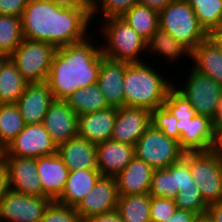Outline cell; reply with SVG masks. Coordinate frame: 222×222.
Masks as SVG:
<instances>
[{"label":"cell","mask_w":222,"mask_h":222,"mask_svg":"<svg viewBox=\"0 0 222 222\" xmlns=\"http://www.w3.org/2000/svg\"><path fill=\"white\" fill-rule=\"evenodd\" d=\"M122 18L147 42L159 28V13L137 3Z\"/></svg>","instance_id":"cell-30"},{"label":"cell","mask_w":222,"mask_h":222,"mask_svg":"<svg viewBox=\"0 0 222 222\" xmlns=\"http://www.w3.org/2000/svg\"><path fill=\"white\" fill-rule=\"evenodd\" d=\"M209 38L217 45L222 52V28L209 34Z\"/></svg>","instance_id":"cell-50"},{"label":"cell","mask_w":222,"mask_h":222,"mask_svg":"<svg viewBox=\"0 0 222 222\" xmlns=\"http://www.w3.org/2000/svg\"><path fill=\"white\" fill-rule=\"evenodd\" d=\"M78 115L66 100H54L45 114L43 125L56 143L67 142L77 136Z\"/></svg>","instance_id":"cell-16"},{"label":"cell","mask_w":222,"mask_h":222,"mask_svg":"<svg viewBox=\"0 0 222 222\" xmlns=\"http://www.w3.org/2000/svg\"><path fill=\"white\" fill-rule=\"evenodd\" d=\"M9 59V56L0 54V71L4 65V63Z\"/></svg>","instance_id":"cell-53"},{"label":"cell","mask_w":222,"mask_h":222,"mask_svg":"<svg viewBox=\"0 0 222 222\" xmlns=\"http://www.w3.org/2000/svg\"><path fill=\"white\" fill-rule=\"evenodd\" d=\"M194 222H213L207 213L197 215Z\"/></svg>","instance_id":"cell-51"},{"label":"cell","mask_w":222,"mask_h":222,"mask_svg":"<svg viewBox=\"0 0 222 222\" xmlns=\"http://www.w3.org/2000/svg\"><path fill=\"white\" fill-rule=\"evenodd\" d=\"M159 27L191 52L209 37L187 0H174L168 4L159 13Z\"/></svg>","instance_id":"cell-5"},{"label":"cell","mask_w":222,"mask_h":222,"mask_svg":"<svg viewBox=\"0 0 222 222\" xmlns=\"http://www.w3.org/2000/svg\"><path fill=\"white\" fill-rule=\"evenodd\" d=\"M138 0H97L90 8L91 20L100 12L103 20L112 17H122ZM101 10V11H100ZM99 11V12H98ZM97 12V13H96Z\"/></svg>","instance_id":"cell-35"},{"label":"cell","mask_w":222,"mask_h":222,"mask_svg":"<svg viewBox=\"0 0 222 222\" xmlns=\"http://www.w3.org/2000/svg\"><path fill=\"white\" fill-rule=\"evenodd\" d=\"M151 195H119L117 211L123 222H151Z\"/></svg>","instance_id":"cell-29"},{"label":"cell","mask_w":222,"mask_h":222,"mask_svg":"<svg viewBox=\"0 0 222 222\" xmlns=\"http://www.w3.org/2000/svg\"><path fill=\"white\" fill-rule=\"evenodd\" d=\"M39 222H83L74 207L51 201Z\"/></svg>","instance_id":"cell-39"},{"label":"cell","mask_w":222,"mask_h":222,"mask_svg":"<svg viewBox=\"0 0 222 222\" xmlns=\"http://www.w3.org/2000/svg\"><path fill=\"white\" fill-rule=\"evenodd\" d=\"M128 63L123 79L124 102L127 107L144 108L153 111L163 106L168 91L175 82L167 79L151 64Z\"/></svg>","instance_id":"cell-3"},{"label":"cell","mask_w":222,"mask_h":222,"mask_svg":"<svg viewBox=\"0 0 222 222\" xmlns=\"http://www.w3.org/2000/svg\"><path fill=\"white\" fill-rule=\"evenodd\" d=\"M36 168L40 177L42 197L56 201L62 194L69 170L61 157L54 153L36 158Z\"/></svg>","instance_id":"cell-18"},{"label":"cell","mask_w":222,"mask_h":222,"mask_svg":"<svg viewBox=\"0 0 222 222\" xmlns=\"http://www.w3.org/2000/svg\"><path fill=\"white\" fill-rule=\"evenodd\" d=\"M8 169L9 189L28 196L42 197L35 158L4 156Z\"/></svg>","instance_id":"cell-14"},{"label":"cell","mask_w":222,"mask_h":222,"mask_svg":"<svg viewBox=\"0 0 222 222\" xmlns=\"http://www.w3.org/2000/svg\"><path fill=\"white\" fill-rule=\"evenodd\" d=\"M187 2L208 35L222 28V0H187Z\"/></svg>","instance_id":"cell-31"},{"label":"cell","mask_w":222,"mask_h":222,"mask_svg":"<svg viewBox=\"0 0 222 222\" xmlns=\"http://www.w3.org/2000/svg\"><path fill=\"white\" fill-rule=\"evenodd\" d=\"M118 191L115 177H101L75 207L81 220L117 210Z\"/></svg>","instance_id":"cell-12"},{"label":"cell","mask_w":222,"mask_h":222,"mask_svg":"<svg viewBox=\"0 0 222 222\" xmlns=\"http://www.w3.org/2000/svg\"><path fill=\"white\" fill-rule=\"evenodd\" d=\"M154 169L134 157L115 177L118 195H141L149 192Z\"/></svg>","instance_id":"cell-22"},{"label":"cell","mask_w":222,"mask_h":222,"mask_svg":"<svg viewBox=\"0 0 222 222\" xmlns=\"http://www.w3.org/2000/svg\"><path fill=\"white\" fill-rule=\"evenodd\" d=\"M194 70L206 75L222 86V52L208 37L192 52L191 58Z\"/></svg>","instance_id":"cell-25"},{"label":"cell","mask_w":222,"mask_h":222,"mask_svg":"<svg viewBox=\"0 0 222 222\" xmlns=\"http://www.w3.org/2000/svg\"><path fill=\"white\" fill-rule=\"evenodd\" d=\"M29 0H0V15L21 17Z\"/></svg>","instance_id":"cell-42"},{"label":"cell","mask_w":222,"mask_h":222,"mask_svg":"<svg viewBox=\"0 0 222 222\" xmlns=\"http://www.w3.org/2000/svg\"><path fill=\"white\" fill-rule=\"evenodd\" d=\"M90 23V8L70 0H29L21 16L23 38L56 48L84 41Z\"/></svg>","instance_id":"cell-1"},{"label":"cell","mask_w":222,"mask_h":222,"mask_svg":"<svg viewBox=\"0 0 222 222\" xmlns=\"http://www.w3.org/2000/svg\"><path fill=\"white\" fill-rule=\"evenodd\" d=\"M213 128H222V95L218 100L215 111V120L213 121Z\"/></svg>","instance_id":"cell-49"},{"label":"cell","mask_w":222,"mask_h":222,"mask_svg":"<svg viewBox=\"0 0 222 222\" xmlns=\"http://www.w3.org/2000/svg\"><path fill=\"white\" fill-rule=\"evenodd\" d=\"M50 203L48 197L9 190L0 201V222H39Z\"/></svg>","instance_id":"cell-11"},{"label":"cell","mask_w":222,"mask_h":222,"mask_svg":"<svg viewBox=\"0 0 222 222\" xmlns=\"http://www.w3.org/2000/svg\"><path fill=\"white\" fill-rule=\"evenodd\" d=\"M209 151L222 159V128H213V139Z\"/></svg>","instance_id":"cell-46"},{"label":"cell","mask_w":222,"mask_h":222,"mask_svg":"<svg viewBox=\"0 0 222 222\" xmlns=\"http://www.w3.org/2000/svg\"><path fill=\"white\" fill-rule=\"evenodd\" d=\"M173 1L174 0H138V3L160 13L168 4Z\"/></svg>","instance_id":"cell-47"},{"label":"cell","mask_w":222,"mask_h":222,"mask_svg":"<svg viewBox=\"0 0 222 222\" xmlns=\"http://www.w3.org/2000/svg\"><path fill=\"white\" fill-rule=\"evenodd\" d=\"M174 182L175 189H179V192L184 188L197 187L192 179L189 165L183 159L174 164Z\"/></svg>","instance_id":"cell-41"},{"label":"cell","mask_w":222,"mask_h":222,"mask_svg":"<svg viewBox=\"0 0 222 222\" xmlns=\"http://www.w3.org/2000/svg\"><path fill=\"white\" fill-rule=\"evenodd\" d=\"M151 126V111L144 108H116V119L112 140L135 145L138 139Z\"/></svg>","instance_id":"cell-13"},{"label":"cell","mask_w":222,"mask_h":222,"mask_svg":"<svg viewBox=\"0 0 222 222\" xmlns=\"http://www.w3.org/2000/svg\"><path fill=\"white\" fill-rule=\"evenodd\" d=\"M91 42L89 36L56 49L46 80L56 100H66L78 89L97 83L103 54L101 46Z\"/></svg>","instance_id":"cell-2"},{"label":"cell","mask_w":222,"mask_h":222,"mask_svg":"<svg viewBox=\"0 0 222 222\" xmlns=\"http://www.w3.org/2000/svg\"><path fill=\"white\" fill-rule=\"evenodd\" d=\"M54 100L46 82L28 83L15 104L25 124H43L45 114Z\"/></svg>","instance_id":"cell-15"},{"label":"cell","mask_w":222,"mask_h":222,"mask_svg":"<svg viewBox=\"0 0 222 222\" xmlns=\"http://www.w3.org/2000/svg\"><path fill=\"white\" fill-rule=\"evenodd\" d=\"M84 222H123V220L118 211L114 210L109 213L94 215L92 217H89Z\"/></svg>","instance_id":"cell-44"},{"label":"cell","mask_w":222,"mask_h":222,"mask_svg":"<svg viewBox=\"0 0 222 222\" xmlns=\"http://www.w3.org/2000/svg\"><path fill=\"white\" fill-rule=\"evenodd\" d=\"M28 82L9 58L0 71V105L15 104Z\"/></svg>","instance_id":"cell-28"},{"label":"cell","mask_w":222,"mask_h":222,"mask_svg":"<svg viewBox=\"0 0 222 222\" xmlns=\"http://www.w3.org/2000/svg\"><path fill=\"white\" fill-rule=\"evenodd\" d=\"M148 193L158 198L174 199L177 196L179 189H175L174 164L167 168L154 169Z\"/></svg>","instance_id":"cell-34"},{"label":"cell","mask_w":222,"mask_h":222,"mask_svg":"<svg viewBox=\"0 0 222 222\" xmlns=\"http://www.w3.org/2000/svg\"><path fill=\"white\" fill-rule=\"evenodd\" d=\"M128 63L111 60L102 56L97 79L102 94L110 107L121 108L125 106L123 79Z\"/></svg>","instance_id":"cell-17"},{"label":"cell","mask_w":222,"mask_h":222,"mask_svg":"<svg viewBox=\"0 0 222 222\" xmlns=\"http://www.w3.org/2000/svg\"><path fill=\"white\" fill-rule=\"evenodd\" d=\"M56 47L24 38L9 57L28 83L46 82Z\"/></svg>","instance_id":"cell-7"},{"label":"cell","mask_w":222,"mask_h":222,"mask_svg":"<svg viewBox=\"0 0 222 222\" xmlns=\"http://www.w3.org/2000/svg\"><path fill=\"white\" fill-rule=\"evenodd\" d=\"M177 210L173 199L151 196L150 220L151 222H165Z\"/></svg>","instance_id":"cell-40"},{"label":"cell","mask_w":222,"mask_h":222,"mask_svg":"<svg viewBox=\"0 0 222 222\" xmlns=\"http://www.w3.org/2000/svg\"><path fill=\"white\" fill-rule=\"evenodd\" d=\"M188 71L187 81H183L184 85L179 84V87L173 85L175 89L182 94L193 106L196 115H201L215 120V111L218 100L222 95V86L212 78L199 73L192 67ZM178 86V87H176ZM183 87V88H182Z\"/></svg>","instance_id":"cell-9"},{"label":"cell","mask_w":222,"mask_h":222,"mask_svg":"<svg viewBox=\"0 0 222 222\" xmlns=\"http://www.w3.org/2000/svg\"><path fill=\"white\" fill-rule=\"evenodd\" d=\"M182 159L204 201L208 205L222 201V159L210 151L185 152Z\"/></svg>","instance_id":"cell-6"},{"label":"cell","mask_w":222,"mask_h":222,"mask_svg":"<svg viewBox=\"0 0 222 222\" xmlns=\"http://www.w3.org/2000/svg\"><path fill=\"white\" fill-rule=\"evenodd\" d=\"M147 52L149 56L150 54L162 55L169 63L181 57L183 58L184 56H189V58H191V51L160 27L153 33L151 39L147 42Z\"/></svg>","instance_id":"cell-27"},{"label":"cell","mask_w":222,"mask_h":222,"mask_svg":"<svg viewBox=\"0 0 222 222\" xmlns=\"http://www.w3.org/2000/svg\"><path fill=\"white\" fill-rule=\"evenodd\" d=\"M9 190L7 164L4 156L0 153V201L8 193Z\"/></svg>","instance_id":"cell-43"},{"label":"cell","mask_w":222,"mask_h":222,"mask_svg":"<svg viewBox=\"0 0 222 222\" xmlns=\"http://www.w3.org/2000/svg\"><path fill=\"white\" fill-rule=\"evenodd\" d=\"M70 1L79 2L91 8L96 3L97 0H70Z\"/></svg>","instance_id":"cell-52"},{"label":"cell","mask_w":222,"mask_h":222,"mask_svg":"<svg viewBox=\"0 0 222 222\" xmlns=\"http://www.w3.org/2000/svg\"><path fill=\"white\" fill-rule=\"evenodd\" d=\"M23 39L21 17L0 15V54L10 57Z\"/></svg>","instance_id":"cell-33"},{"label":"cell","mask_w":222,"mask_h":222,"mask_svg":"<svg viewBox=\"0 0 222 222\" xmlns=\"http://www.w3.org/2000/svg\"><path fill=\"white\" fill-rule=\"evenodd\" d=\"M206 213L213 222H222V201L210 204Z\"/></svg>","instance_id":"cell-48"},{"label":"cell","mask_w":222,"mask_h":222,"mask_svg":"<svg viewBox=\"0 0 222 222\" xmlns=\"http://www.w3.org/2000/svg\"><path fill=\"white\" fill-rule=\"evenodd\" d=\"M116 108L78 116L77 135L92 144H100L112 138Z\"/></svg>","instance_id":"cell-21"},{"label":"cell","mask_w":222,"mask_h":222,"mask_svg":"<svg viewBox=\"0 0 222 222\" xmlns=\"http://www.w3.org/2000/svg\"><path fill=\"white\" fill-rule=\"evenodd\" d=\"M135 157L153 169L167 168L179 162L185 153L179 141L167 137L152 124L134 145Z\"/></svg>","instance_id":"cell-8"},{"label":"cell","mask_w":222,"mask_h":222,"mask_svg":"<svg viewBox=\"0 0 222 222\" xmlns=\"http://www.w3.org/2000/svg\"><path fill=\"white\" fill-rule=\"evenodd\" d=\"M178 120L164 106L156 108L151 112V124L167 137L180 141V133L176 127Z\"/></svg>","instance_id":"cell-38"},{"label":"cell","mask_w":222,"mask_h":222,"mask_svg":"<svg viewBox=\"0 0 222 222\" xmlns=\"http://www.w3.org/2000/svg\"><path fill=\"white\" fill-rule=\"evenodd\" d=\"M98 32H102L100 34L105 38L104 43H101L104 57L127 63L145 62L140 56L145 51L147 53V41L122 17L102 20V26Z\"/></svg>","instance_id":"cell-4"},{"label":"cell","mask_w":222,"mask_h":222,"mask_svg":"<svg viewBox=\"0 0 222 222\" xmlns=\"http://www.w3.org/2000/svg\"><path fill=\"white\" fill-rule=\"evenodd\" d=\"M179 145L185 152L209 151L213 139V121L201 115L178 120Z\"/></svg>","instance_id":"cell-19"},{"label":"cell","mask_w":222,"mask_h":222,"mask_svg":"<svg viewBox=\"0 0 222 222\" xmlns=\"http://www.w3.org/2000/svg\"><path fill=\"white\" fill-rule=\"evenodd\" d=\"M25 123L16 104L0 105V152L24 129Z\"/></svg>","instance_id":"cell-32"},{"label":"cell","mask_w":222,"mask_h":222,"mask_svg":"<svg viewBox=\"0 0 222 222\" xmlns=\"http://www.w3.org/2000/svg\"><path fill=\"white\" fill-rule=\"evenodd\" d=\"M163 106L172 113L177 120L192 119L196 112L192 104L173 86L167 93Z\"/></svg>","instance_id":"cell-37"},{"label":"cell","mask_w":222,"mask_h":222,"mask_svg":"<svg viewBox=\"0 0 222 222\" xmlns=\"http://www.w3.org/2000/svg\"><path fill=\"white\" fill-rule=\"evenodd\" d=\"M177 209L192 211L197 215L207 212L208 204L204 201L198 187H188L173 199Z\"/></svg>","instance_id":"cell-36"},{"label":"cell","mask_w":222,"mask_h":222,"mask_svg":"<svg viewBox=\"0 0 222 222\" xmlns=\"http://www.w3.org/2000/svg\"><path fill=\"white\" fill-rule=\"evenodd\" d=\"M57 154L69 171L98 169L96 145L78 135L58 145Z\"/></svg>","instance_id":"cell-23"},{"label":"cell","mask_w":222,"mask_h":222,"mask_svg":"<svg viewBox=\"0 0 222 222\" xmlns=\"http://www.w3.org/2000/svg\"><path fill=\"white\" fill-rule=\"evenodd\" d=\"M197 214L192 211L177 209L165 222H194Z\"/></svg>","instance_id":"cell-45"},{"label":"cell","mask_w":222,"mask_h":222,"mask_svg":"<svg viewBox=\"0 0 222 222\" xmlns=\"http://www.w3.org/2000/svg\"><path fill=\"white\" fill-rule=\"evenodd\" d=\"M66 101L78 116L110 108L97 83L78 89Z\"/></svg>","instance_id":"cell-26"},{"label":"cell","mask_w":222,"mask_h":222,"mask_svg":"<svg viewBox=\"0 0 222 222\" xmlns=\"http://www.w3.org/2000/svg\"><path fill=\"white\" fill-rule=\"evenodd\" d=\"M102 177L98 169L70 171L58 203L76 207Z\"/></svg>","instance_id":"cell-24"},{"label":"cell","mask_w":222,"mask_h":222,"mask_svg":"<svg viewBox=\"0 0 222 222\" xmlns=\"http://www.w3.org/2000/svg\"><path fill=\"white\" fill-rule=\"evenodd\" d=\"M96 157L102 177H116L135 157V147L109 139L96 145Z\"/></svg>","instance_id":"cell-20"},{"label":"cell","mask_w":222,"mask_h":222,"mask_svg":"<svg viewBox=\"0 0 222 222\" xmlns=\"http://www.w3.org/2000/svg\"><path fill=\"white\" fill-rule=\"evenodd\" d=\"M57 148L43 124H25L24 129L0 153L36 159L57 153Z\"/></svg>","instance_id":"cell-10"}]
</instances>
